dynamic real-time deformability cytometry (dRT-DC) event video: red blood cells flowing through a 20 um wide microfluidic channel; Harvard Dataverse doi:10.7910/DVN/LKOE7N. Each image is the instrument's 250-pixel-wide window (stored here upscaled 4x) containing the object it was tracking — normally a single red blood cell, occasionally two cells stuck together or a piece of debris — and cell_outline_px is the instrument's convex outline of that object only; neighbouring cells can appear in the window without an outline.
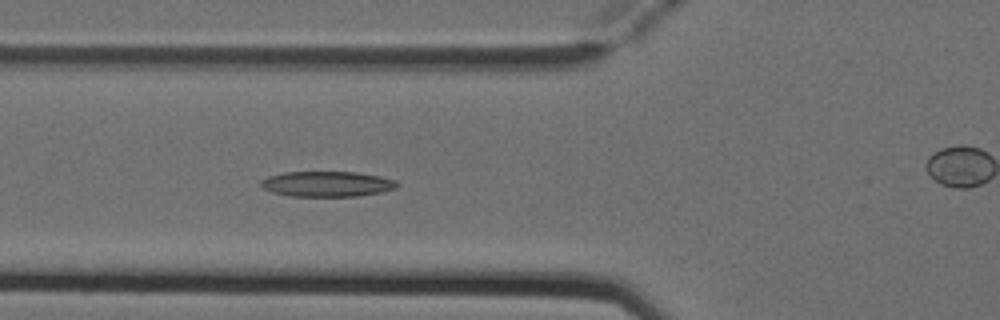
{"species": "Egyptian fruit bat (a non-hibernating species)", "species_latin": "Rousettus aegyptiacus", "temperature_condition": "cold", "stored_images_in_passage": 5, "segment_of_instrument_passage": [1, 2], "camera_frame_rate_fps": 3000, "um_per_image_px": 0.085, "animal": {"sex": "female"}, "frame": {"image": 1, "passage_image": 4, "time_ms": 1.0, "image_size_px": [1000, 320], "cell_outline_px": [[400, 184], [396, 188], [380, 192], [356, 196], [288, 196], [272, 192], [264, 188], [260, 184], [260, 180], [268, 176], [284, 172], [356, 172], [380, 176], [396, 180]], "centroid_in_image_um": [27.79, 15.63], "position_along_channel_um": 98.0, "area_um2": 20.17}}